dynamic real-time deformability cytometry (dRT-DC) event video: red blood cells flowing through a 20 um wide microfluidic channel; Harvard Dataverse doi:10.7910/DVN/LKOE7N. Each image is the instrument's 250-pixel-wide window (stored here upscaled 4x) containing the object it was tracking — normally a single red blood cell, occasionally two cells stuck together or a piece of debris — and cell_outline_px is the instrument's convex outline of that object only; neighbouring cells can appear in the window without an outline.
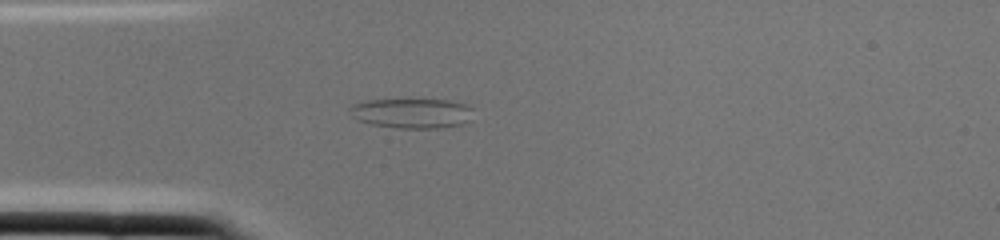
{"species": "common noctule bat (a hibernating species)", "species_latin": "Nyctalus noctula", "temperature_condition": "cold", "stored_images_in_passage": 1, "camera_frame_rate_fps": 3000, "um_per_image_px": 0.085, "animal": {"sex": "female", "body_mass_g": 22.0, "forearm_length_mm": 56.7}, "frame": {"image": 1, "passage_image": 1, "time_ms": 0.0, "image_size_px": [1000, 240], "cell_outline_px": [[472, 120], [460, 124], [440, 128], [400, 128], [372, 124], [356, 120], [352, 116], [348, 108], [352, 104], [368, 100], [448, 100], [464, 104], [472, 108]], "centroid_in_image_um": [35.0, 9.63], "position_along_channel_um": 50.0, "area_um2": 21.44}}